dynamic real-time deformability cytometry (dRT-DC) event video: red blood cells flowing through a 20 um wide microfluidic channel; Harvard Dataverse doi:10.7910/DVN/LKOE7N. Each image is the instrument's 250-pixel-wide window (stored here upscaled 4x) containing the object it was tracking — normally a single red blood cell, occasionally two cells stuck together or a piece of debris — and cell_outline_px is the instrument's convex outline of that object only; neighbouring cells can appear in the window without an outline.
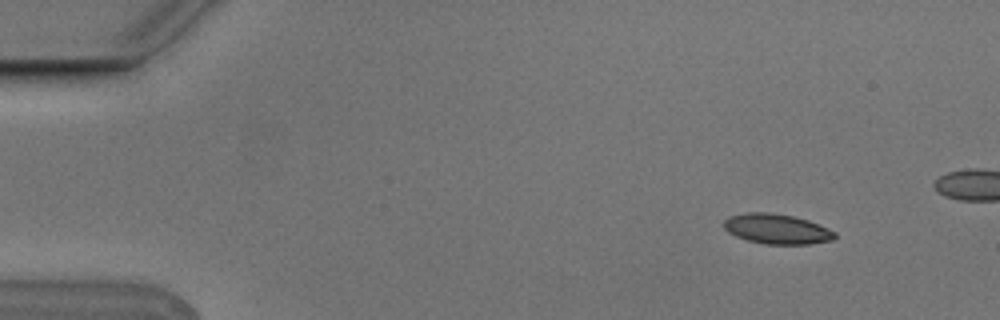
{"species": "Egyptian fruit bat (a non-hibernating species)", "species_latin": "Rousettus aegyptiacus", "temperature_condition": "cold", "stored_images_in_passage": 4, "camera_frame_rate_fps": 3000, "um_per_image_px": 0.085, "animal": {"sex": "male"}, "frame": {"image": 1, "passage_image": 4, "time_ms": 1.0, "image_size_px": [1000, 320], "cell_outline_px": [[836, 236], [832, 240], [808, 244], [764, 244], [748, 240], [736, 236], [728, 232], [724, 228], [724, 220], [728, 216], [744, 212], [772, 212], [792, 216], [808, 220], [828, 228], [836, 232]], "centroid_in_image_um": [66.01, 19.45], "position_along_channel_um": 19.0, "area_um2": 19.48}}